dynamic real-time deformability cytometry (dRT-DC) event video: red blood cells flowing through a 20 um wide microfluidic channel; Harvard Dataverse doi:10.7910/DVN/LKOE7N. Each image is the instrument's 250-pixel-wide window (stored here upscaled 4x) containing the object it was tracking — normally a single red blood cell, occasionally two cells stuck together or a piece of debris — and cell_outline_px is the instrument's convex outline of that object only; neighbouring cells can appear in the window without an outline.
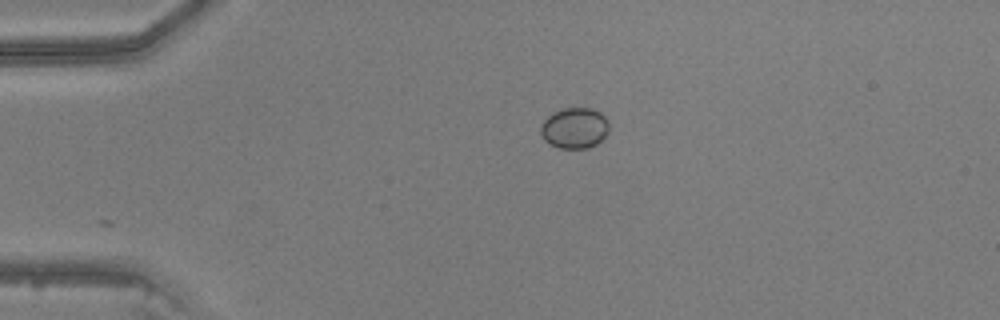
{"species": "common noctule bat (a hibernating species)", "species_latin": "Nyctalus noctula", "temperature_condition": "warm", "stored_images_in_passage": 37, "camera_frame_rate_fps": 3000, "um_per_image_px": 0.085, "animal": {"sex": "male", "body_mass_g": 20.5, "forearm_length_mm": 52.5}, "frame": {"image": 1, "passage_image": 1, "time_ms": 0.0, "image_size_px": [1000, 320], "cell_outline_px": [[608, 132], [596, 144], [588, 148], [560, 148], [544, 140], [540, 132], [540, 124], [552, 112], [564, 108], [592, 108], [600, 112], [608, 120]], "centroid_in_image_um": [48.82, 10.87], "position_along_channel_um": 36.2, "area_um2": 16.24}}
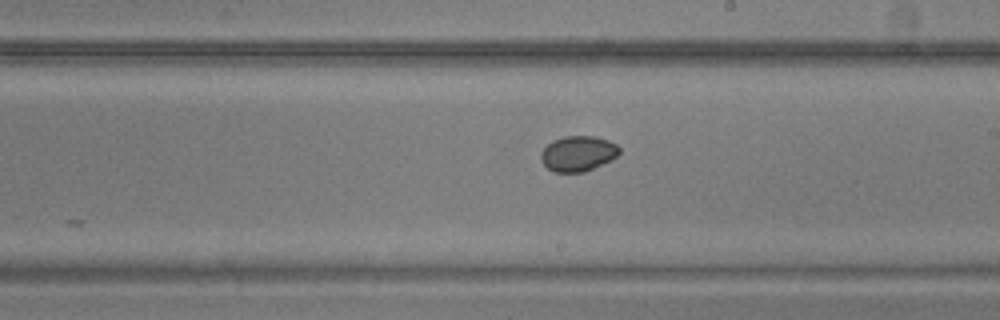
{"frame": {"image": 2, "passage_image": 18, "time_ms": 5.667, "image_size_px": [1000, 320], "cell_outline_px": [[620, 152], [612, 160], [584, 172], [552, 172], [540, 160], [540, 152], [552, 140], [564, 136], [596, 136], [608, 140], [616, 144], [620, 148]], "centroid_in_image_um": [49.12, 13.05], "position_along_channel_um": 239.9, "area_um2": 16.3}}
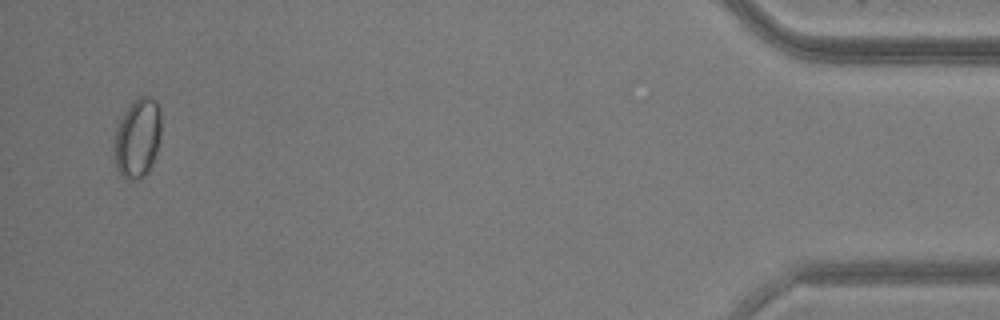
{"frame": {"image": 3, "passage_image": 36, "time_ms": 11.667, "image_size_px": [1000, 320], "cell_outline_px": [[160, 136], [156, 152], [148, 172], [140, 180], [132, 180], [124, 176], [116, 168], [116, 128], [124, 112], [140, 96], [148, 96], [156, 100], [160, 108]], "centroid_in_image_um": [11.73, 11.73], "position_along_channel_um": 423.5, "area_um2": 21.15}}